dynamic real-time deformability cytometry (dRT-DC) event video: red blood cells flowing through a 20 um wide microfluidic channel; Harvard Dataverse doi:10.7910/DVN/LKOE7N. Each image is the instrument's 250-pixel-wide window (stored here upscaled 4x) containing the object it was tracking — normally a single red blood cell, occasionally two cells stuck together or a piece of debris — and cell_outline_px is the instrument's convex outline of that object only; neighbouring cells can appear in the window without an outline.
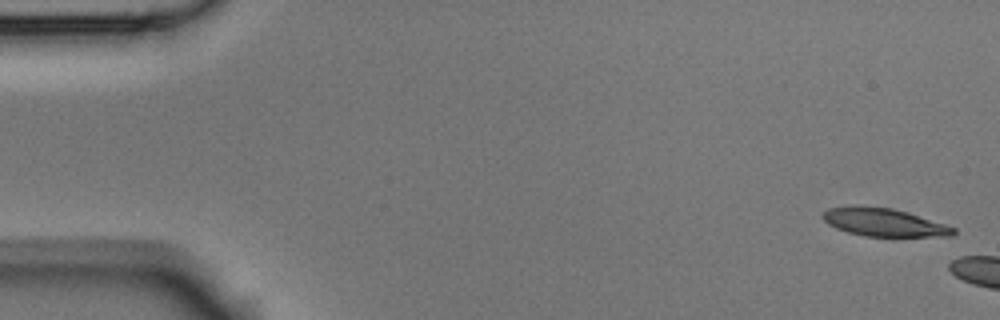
{"species": "Egyptian fruit bat (a non-hibernating species)", "species_latin": "Rousettus aegyptiacus", "temperature_condition": "room temperature", "stored_images_in_passage": 3, "camera_frame_rate_fps": 3000, "um_per_image_px": 0.085, "animal": {"sex": "male"}, "frame": {"image": 1, "passage_image": 1, "time_ms": 0.0, "image_size_px": [1000, 320], "cell_outline_px": [[956, 232], [952, 236], [864, 236], [848, 232], [836, 228], [828, 224], [820, 216], [828, 208], [852, 204], [860, 204], [892, 208], [908, 212], [956, 228]], "centroid_in_image_um": [75.07, 18.87], "position_along_channel_um": 9.9, "area_um2": 21.62}}